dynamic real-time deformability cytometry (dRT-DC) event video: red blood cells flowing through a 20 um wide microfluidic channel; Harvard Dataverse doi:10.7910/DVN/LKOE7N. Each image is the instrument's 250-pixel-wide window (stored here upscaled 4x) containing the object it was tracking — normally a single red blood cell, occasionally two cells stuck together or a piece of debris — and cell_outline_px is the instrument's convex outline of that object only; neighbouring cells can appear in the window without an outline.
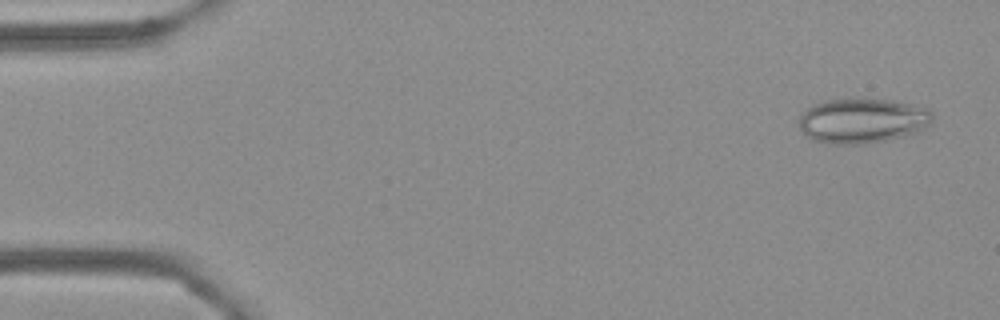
{"species": "Egyptian fruit bat (a non-hibernating species)", "species_latin": "Rousettus aegyptiacus", "temperature_condition": "cold", "stored_images_in_passage": 55, "camera_frame_rate_fps": 3000, "um_per_image_px": 0.085, "frame": {"image": 1, "passage_image": 3, "time_ms": 0.667, "image_size_px": [1000, 320], "cell_outline_px": [[932, 120], [920, 132], [904, 136], [864, 144], [828, 144], [812, 140], [800, 128], [800, 116], [808, 108], [816, 104], [828, 100], [856, 96], [892, 100], [928, 108], [932, 112]], "centroid_in_image_um": [73.32, 10.23], "position_along_channel_um": 11.7, "area_um2": 35.37}}
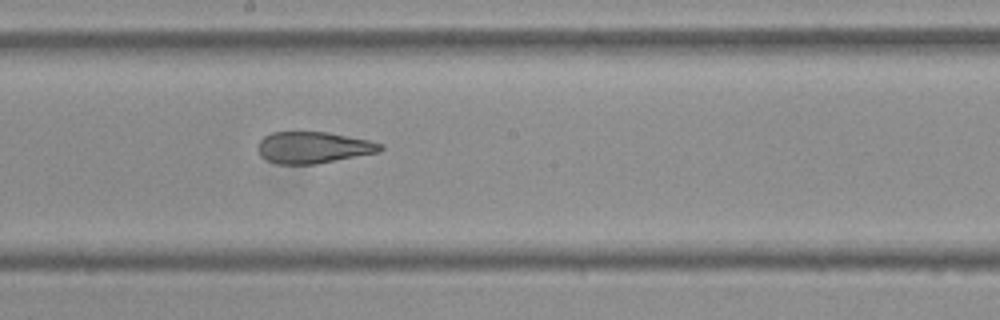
{"frame": {"image": 2, "passage_image": 30, "time_ms": 9.667, "image_size_px": [1000, 320], "cell_outline_px": [[384, 148], [380, 152], [316, 164], [276, 164], [260, 156], [260, 140], [264, 136], [272, 132], [328, 132], [368, 140], [384, 144]], "centroid_in_image_um": [26.67, 12.54], "position_along_channel_um": 221.5, "area_um2": 22.43}}
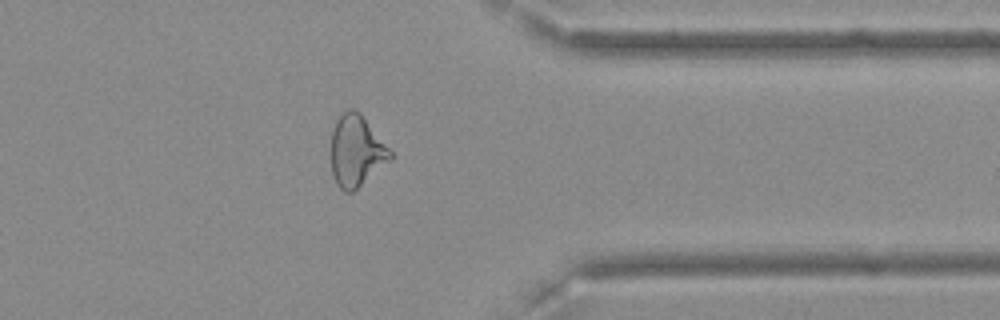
{"frame": {"image": 3, "passage_image": 44, "time_ms": 14.333, "image_size_px": [1000, 320], "cell_outline_px": [[392, 160], [352, 192], [344, 192], [336, 184], [332, 172], [332, 132], [336, 120], [348, 108], [352, 108], [360, 112], [392, 152]], "centroid_in_image_um": [30.3, 12.84], "position_along_channel_um": 381.1, "area_um2": 24.45}, "authors_computed_cell_mechanics": {"area_um2": 26.3568, "velocity_mm_per_s": 3.636, "shape_relaxation_time_tau1_ms": null, "shape_relaxation_time_tau2_ms": 2.5631, "deformation_change_tau1": null, "deformation_change_tau2": 0.098}}